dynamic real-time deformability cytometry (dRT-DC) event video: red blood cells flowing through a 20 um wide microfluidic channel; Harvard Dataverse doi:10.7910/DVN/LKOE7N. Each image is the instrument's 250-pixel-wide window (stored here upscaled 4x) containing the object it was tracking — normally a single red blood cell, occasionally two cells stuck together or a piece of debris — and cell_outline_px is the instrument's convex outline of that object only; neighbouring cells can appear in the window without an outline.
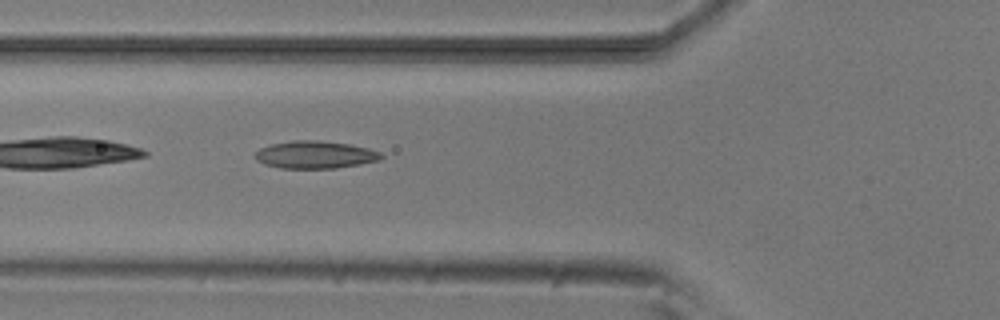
{"species": "common noctule bat (a hibernating species)", "species_latin": "Nyctalus noctula", "temperature_condition": "room temperature", "stored_images_in_passage": 38, "camera_frame_rate_fps": 3000, "um_per_image_px": 0.085, "animal": {"sex": "male", "body_mass_g": 20.5, "forearm_length_mm": 52.5}, "frame": {"image": 1, "passage_image": 4, "time_ms": 1.0, "image_size_px": [1000, 320], "cell_outline_px": [[384, 156], [380, 160], [360, 164], [336, 168], [280, 168], [264, 164], [256, 160], [256, 152], [260, 148], [272, 144], [292, 140], [316, 140], [348, 144], [368, 148], [380, 152]], "centroid_in_image_um": [26.79, 13.15], "position_along_channel_um": 99.0, "area_um2": 20.11}}
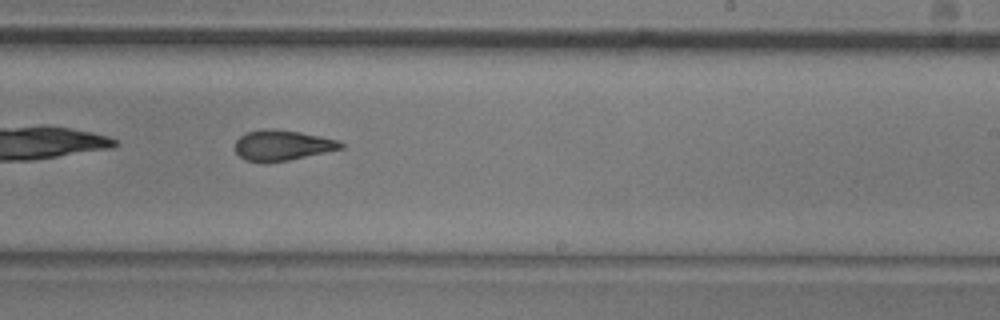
{"frame": {"image": 2, "passage_image": 17, "time_ms": 5.333, "image_size_px": [1000, 320], "cell_outline_px": [[344, 148], [288, 160], [264, 164], [244, 160], [236, 152], [236, 140], [240, 136], [248, 132], [264, 128], [272, 128], [300, 132], [320, 136], [336, 140], [344, 144]], "centroid_in_image_um": [23.96, 12.36], "position_along_channel_um": 265.0, "area_um2": 18.84}}
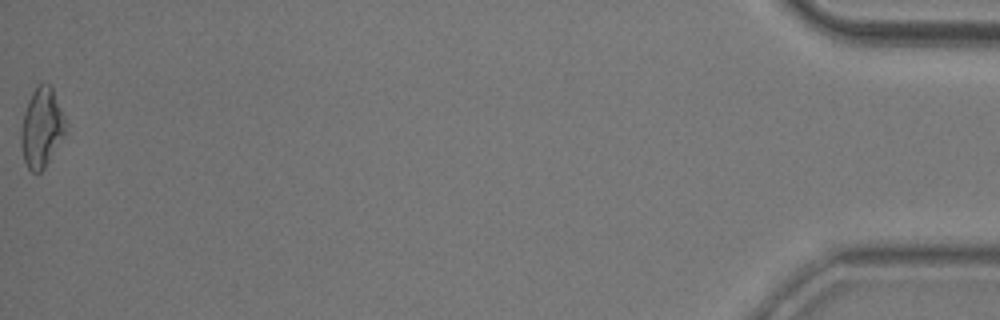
{"frame": {"image": 3, "passage_image": 38, "time_ms": 12.333, "image_size_px": [1000, 320], "cell_outline_px": [[64, 136], [44, 168], [40, 172], [32, 172], [28, 168], [24, 160], [20, 144], [20, 128], [28, 100], [32, 92], [40, 84], [48, 84], [52, 88], [64, 116]], "centroid_in_image_um": [3.5, 10.88], "position_along_channel_um": 431.7, "area_um2": 20.23}, "authors_computed_cell_mechanics": {"area_um2": 19.1896, "velocity_mm_per_s": 3.8217, "shape_relaxation_time_tau1_ms": 4.7856, "shape_relaxation_time_tau2_ms": 2.6094, "deformation_change_tau1": 0.1641, "deformation_change_tau2": 0.1175}}